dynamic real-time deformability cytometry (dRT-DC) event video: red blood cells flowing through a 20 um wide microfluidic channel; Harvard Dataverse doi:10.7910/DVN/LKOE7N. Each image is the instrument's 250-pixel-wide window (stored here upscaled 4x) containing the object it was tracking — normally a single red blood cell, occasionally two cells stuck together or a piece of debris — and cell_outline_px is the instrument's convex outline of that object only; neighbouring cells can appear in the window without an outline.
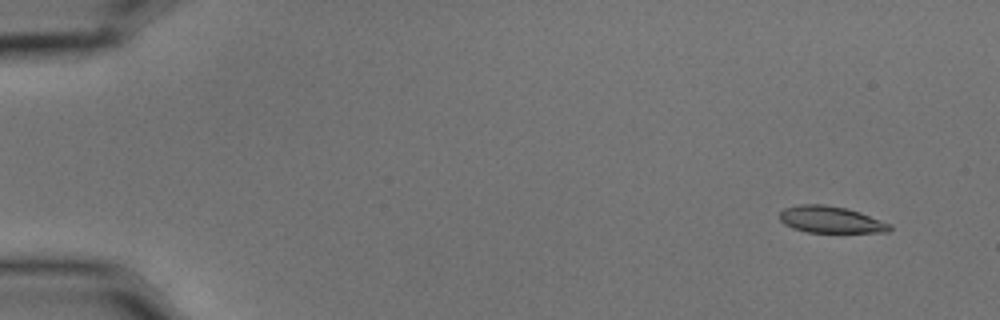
{"species": "common noctule bat (a hibernating species)", "species_latin": "Nyctalus noctula", "temperature_condition": "cold", "stored_images_in_passage": 5, "camera_frame_rate_fps": 3000, "um_per_image_px": 0.085, "animal": {"sex": "male", "body_mass_g": 15.6}, "frame": {"image": 1, "passage_image": 2, "time_ms": 0.333, "image_size_px": [1000, 320], "cell_outline_px": [[892, 228], [888, 232], [808, 232], [792, 228], [784, 224], [780, 220], [780, 212], [784, 208], [800, 204], [824, 204], [848, 208], [860, 212], [892, 224]], "centroid_in_image_um": [70.62, 18.66], "position_along_channel_um": 14.4, "area_um2": 17.22}}